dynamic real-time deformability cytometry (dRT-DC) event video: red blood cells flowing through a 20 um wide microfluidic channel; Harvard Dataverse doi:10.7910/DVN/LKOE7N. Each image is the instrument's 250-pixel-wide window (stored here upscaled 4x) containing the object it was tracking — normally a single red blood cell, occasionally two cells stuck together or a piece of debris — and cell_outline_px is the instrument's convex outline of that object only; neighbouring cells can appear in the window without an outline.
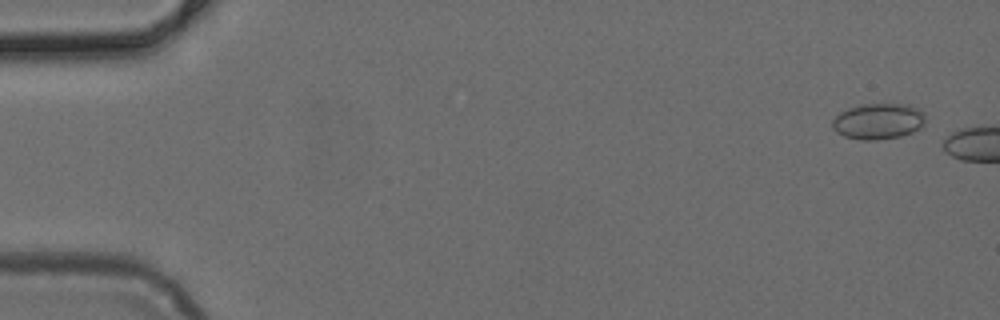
{"species": "common noctule bat (a hibernating species)", "species_latin": "Nyctalus noctula", "temperature_condition": "cold", "stored_images_in_passage": 9, "camera_frame_rate_fps": 3000, "um_per_image_px": 0.085, "animal": {"sex": "female", "body_mass_g": 24.6, "forearm_length_mm": 56.2}, "frame": {"image": 1, "passage_image": 3, "time_ms": 0.667, "image_size_px": [1000, 320], "cell_outline_px": [[924, 124], [920, 128], [912, 132], [900, 136], [876, 140], [860, 140], [844, 136], [836, 132], [832, 128], [832, 120], [840, 112], [848, 108], [860, 104], [908, 104], [920, 108], [924, 112]], "centroid_in_image_um": [74.65, 10.3], "position_along_channel_um": 10.3, "area_um2": 19.65}}